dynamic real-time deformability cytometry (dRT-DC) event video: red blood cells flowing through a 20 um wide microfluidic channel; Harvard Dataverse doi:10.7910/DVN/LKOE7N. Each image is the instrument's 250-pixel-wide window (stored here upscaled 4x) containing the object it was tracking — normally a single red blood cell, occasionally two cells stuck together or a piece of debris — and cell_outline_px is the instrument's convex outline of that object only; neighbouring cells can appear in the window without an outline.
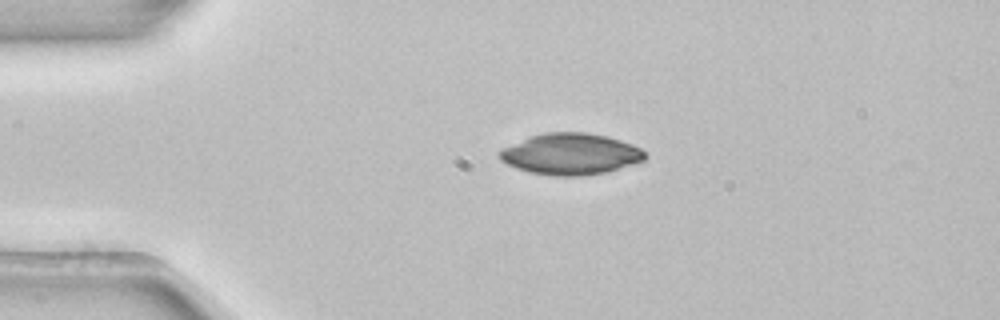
{"species": "common noctule bat (a hibernating species)", "species_latin": "Nyctalus noctula", "temperature_condition": "room temperature", "stored_images_in_passage": 3, "camera_frame_rate_fps": 3000, "um_per_image_px": 0.085, "animal": {"sex": "female", "body_mass_g": 22.7, "forearm_length_mm": 54.2}, "frame": {"image": 1, "passage_image": 3, "time_ms": 0.667, "image_size_px": [1000, 320], "cell_outline_px": [[648, 156], [644, 160], [632, 164], [604, 172], [584, 176], [556, 176], [528, 172], [516, 168], [500, 160], [496, 156], [496, 152], [500, 148], [528, 136], [544, 132], [588, 132], [608, 136], [632, 144], [640, 148]], "centroid_in_image_um": [48.43, 13.08], "position_along_channel_um": 36.6, "area_um2": 35.43}}